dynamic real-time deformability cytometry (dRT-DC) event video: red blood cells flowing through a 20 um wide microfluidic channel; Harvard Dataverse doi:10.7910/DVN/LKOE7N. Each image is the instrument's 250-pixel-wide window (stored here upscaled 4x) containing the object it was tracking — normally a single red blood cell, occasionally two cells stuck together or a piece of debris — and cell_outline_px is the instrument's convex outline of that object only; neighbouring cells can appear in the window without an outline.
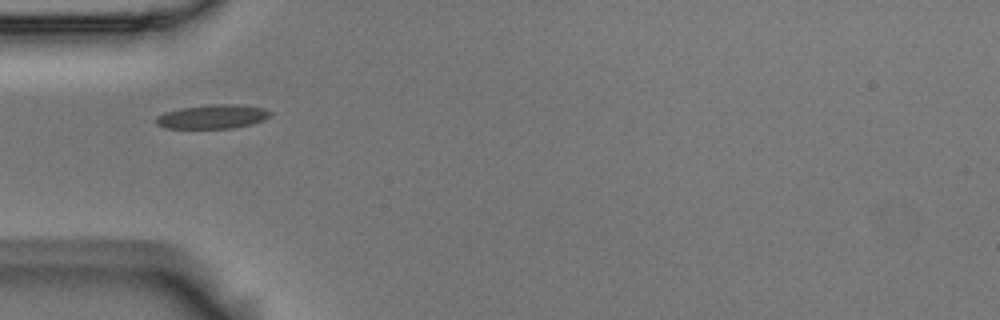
{"species": "Egyptian fruit bat (a non-hibernating species)", "species_latin": "Rousettus aegyptiacus", "temperature_condition": "room temperature", "stored_images_in_passage": 10, "camera_frame_rate_fps": 3000, "um_per_image_px": 0.085, "animal": {"sex": "male"}, "frame": {"image": 1, "passage_image": 1, "time_ms": 0.0, "image_size_px": [1000, 320], "cell_outline_px": [[272, 116], [264, 120], [252, 124], [232, 128], [164, 128], [156, 124], [156, 116], [164, 112], [180, 108], [216, 104], [236, 104], [264, 108], [272, 112]], "centroid_in_image_um": [18.08, 9.91], "position_along_channel_um": 66.9, "area_um2": 16.07}}
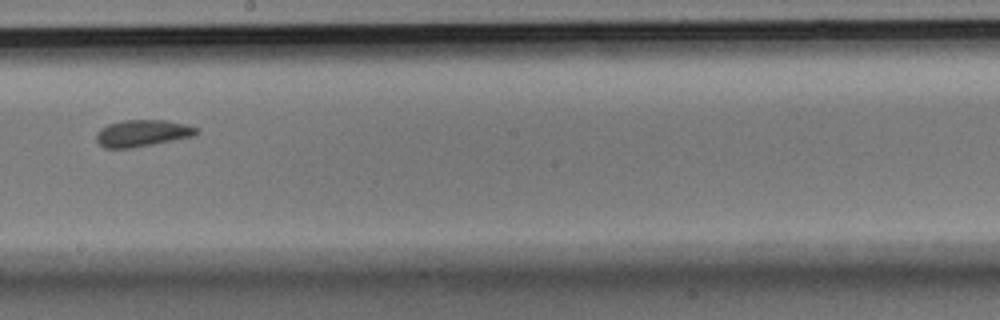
{"frame": {"image": 2, "passage_image": 5, "time_ms": 1.333, "image_size_px": [1000, 320], "cell_outline_px": [[200, 132], [196, 136], [132, 148], [104, 148], [96, 140], [96, 132], [100, 128], [108, 124], [120, 120], [164, 120], [184, 124], [196, 128]], "centroid_in_image_um": [12.08, 11.32], "position_along_channel_um": 236.1, "area_um2": 15.72}}
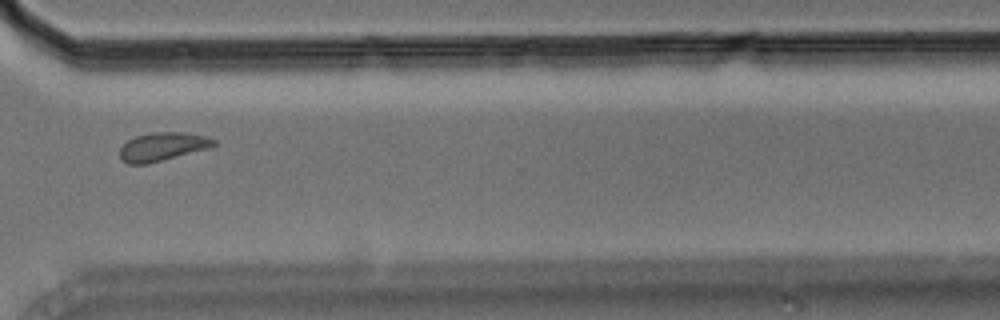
{"frame": {"image": 3, "passage_image": 8, "time_ms": 2.333, "image_size_px": [1000, 320], "cell_outline_px": [[216, 144], [212, 148], [148, 164], [128, 164], [120, 160], [120, 148], [128, 140], [136, 136], [152, 132], [180, 132], [208, 136], [216, 140]], "centroid_in_image_um": [13.85, 12.47], "position_along_channel_um": 356.8, "area_um2": 15.84}}